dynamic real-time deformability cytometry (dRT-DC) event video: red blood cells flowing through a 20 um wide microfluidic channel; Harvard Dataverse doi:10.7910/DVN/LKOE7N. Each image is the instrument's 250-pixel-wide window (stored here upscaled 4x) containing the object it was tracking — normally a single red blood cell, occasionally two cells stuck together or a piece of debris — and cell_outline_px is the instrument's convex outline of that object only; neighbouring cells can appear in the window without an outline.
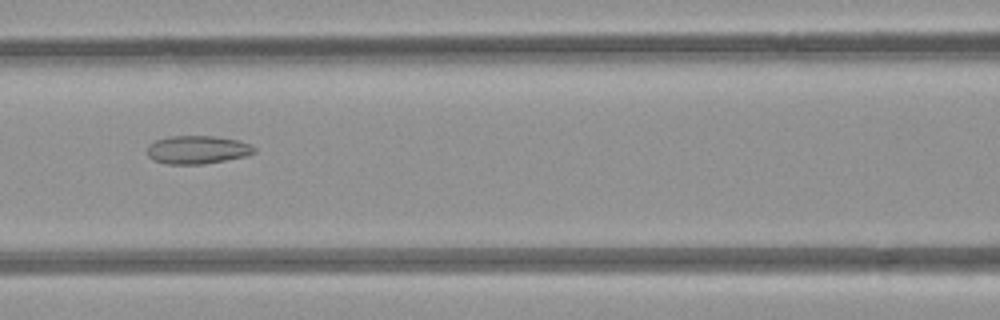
{"species": "common noctule bat (a hibernating species)", "species_latin": "Nyctalus noctula", "temperature_condition": "room temperature", "stored_images_in_passage": 7, "segment_of_instrument_passage": [2, 2], "camera_frame_rate_fps": 3000, "um_per_image_px": 0.085, "animal": {"sex": "female", "body_mass_g": 21.9}, "frame": {"image": 1, "passage_image": 7, "time_ms": 7.0, "image_size_px": [1000, 320], "cell_outline_px": [[256, 152], [248, 156], [204, 164], [168, 164], [152, 160], [148, 156], [148, 144], [156, 140], [172, 136], [216, 136], [240, 140], [256, 148]], "centroid_in_image_um": [16.8, 12.73], "position_along_channel_um": 149.8, "area_um2": 17.74}}